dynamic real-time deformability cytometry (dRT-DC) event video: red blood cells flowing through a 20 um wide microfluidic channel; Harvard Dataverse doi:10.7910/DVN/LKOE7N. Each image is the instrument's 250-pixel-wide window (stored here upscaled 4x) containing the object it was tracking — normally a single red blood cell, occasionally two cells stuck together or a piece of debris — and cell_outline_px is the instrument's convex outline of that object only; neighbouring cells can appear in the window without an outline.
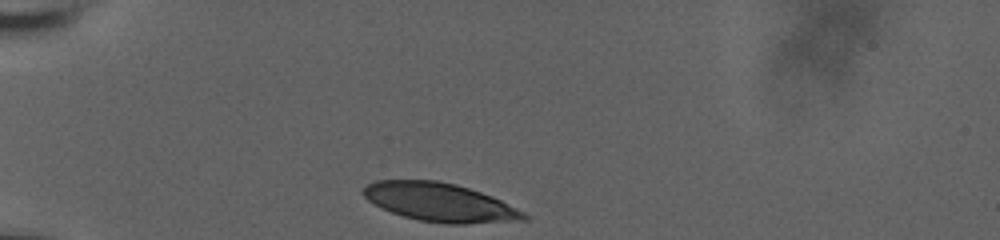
{"species": "human", "species_latin": "Homo sapiens", "temperature_condition": "room temperature", "stored_images_in_passage": 33, "camera_frame_rate_fps": 3000, "um_per_image_px": 0.085, "donor": {"sex": "male"}, "frame": {"image": 1, "passage_image": 1, "time_ms": 0.0, "image_size_px": [1000, 240], "cell_outline_px": [[528, 220], [464, 224], [444, 224], [420, 220], [404, 216], [380, 208], [368, 200], [360, 192], [368, 184], [376, 180], [436, 180], [456, 184], [492, 196], [524, 212], [528, 216]], "centroid_in_image_um": [37.37, 17.2], "position_along_channel_um": 47.6, "area_um2": 36.01}}
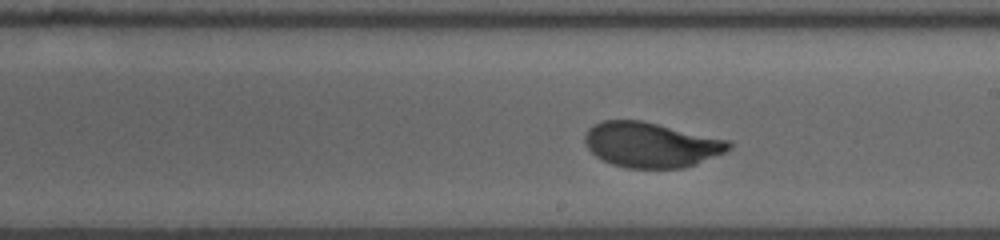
{"frame": {"image": 2, "passage_image": 19, "time_ms": 6.0, "image_size_px": [1000, 240], "cell_outline_px": [[732, 148], [724, 152], [696, 164], [684, 168], [624, 168], [612, 164], [596, 156], [588, 148], [584, 140], [584, 136], [588, 128], [592, 124], [600, 120], [640, 120], [728, 140], [732, 144]], "centroid_in_image_um": [55.3, 12.31], "position_along_channel_um": 233.7, "area_um2": 37.74}}
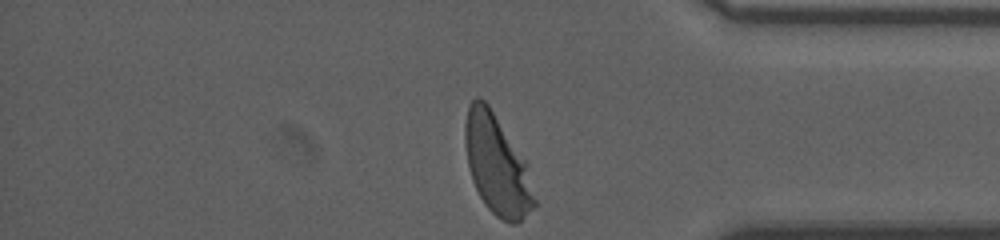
{"frame": {"image": 3, "passage_image": 33, "time_ms": 10.667, "image_size_px": [1000, 240], "cell_outline_px": [[536, 204], [516, 224], [508, 224], [496, 216], [484, 204], [472, 180], [468, 164], [464, 144], [464, 124], [468, 104], [476, 96], [480, 96], [488, 104], [528, 164], [536, 200]], "centroid_in_image_um": [42.23, 14.0], "position_along_channel_um": 393.0, "area_um2": 40.34}, "authors_computed_cell_mechanics": {"area_um2": 38.0324, "velocity_mm_per_s": 3.6938, "shape_relaxation_time_tau1_ms": 3.1454, "shape_relaxation_time_tau2_ms": null, "deformation_change_tau1": 0.1767, "deformation_change_tau2": null}}